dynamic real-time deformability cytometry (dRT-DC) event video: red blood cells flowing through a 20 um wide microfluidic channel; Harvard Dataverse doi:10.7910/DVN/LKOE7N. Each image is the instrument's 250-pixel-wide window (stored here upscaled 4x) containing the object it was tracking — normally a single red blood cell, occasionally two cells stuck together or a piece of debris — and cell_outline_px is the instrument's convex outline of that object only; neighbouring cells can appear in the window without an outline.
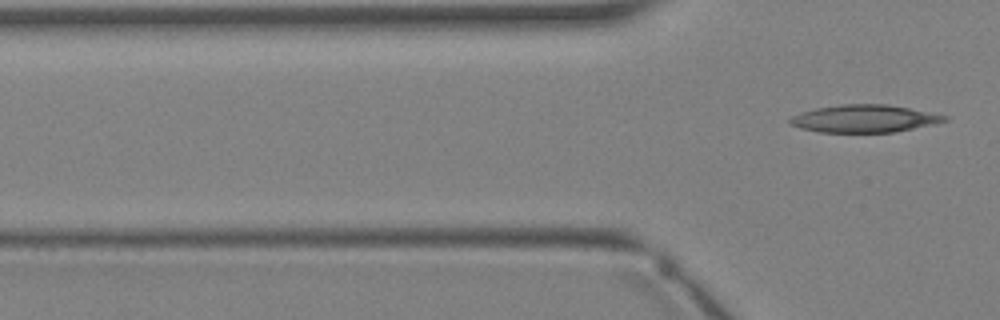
{"species": "Egyptian fruit bat (a non-hibernating species)", "species_latin": "Rousettus aegyptiacus", "temperature_condition": "warm", "stored_images_in_passage": 5, "camera_frame_rate_fps": 3000, "um_per_image_px": 0.085, "animal": {"sex": "female"}, "frame": {"image": 1, "passage_image": 5, "time_ms": 5.667, "image_size_px": [1000, 320], "cell_outline_px": [[948, 120], [932, 124], [892, 132], [820, 132], [800, 128], [792, 124], [788, 120], [792, 116], [800, 112], [816, 108], [844, 104], [888, 104], [948, 116]], "centroid_in_image_um": [73.43, 10.08], "position_along_channel_um": 52.4, "area_um2": 24.45}}